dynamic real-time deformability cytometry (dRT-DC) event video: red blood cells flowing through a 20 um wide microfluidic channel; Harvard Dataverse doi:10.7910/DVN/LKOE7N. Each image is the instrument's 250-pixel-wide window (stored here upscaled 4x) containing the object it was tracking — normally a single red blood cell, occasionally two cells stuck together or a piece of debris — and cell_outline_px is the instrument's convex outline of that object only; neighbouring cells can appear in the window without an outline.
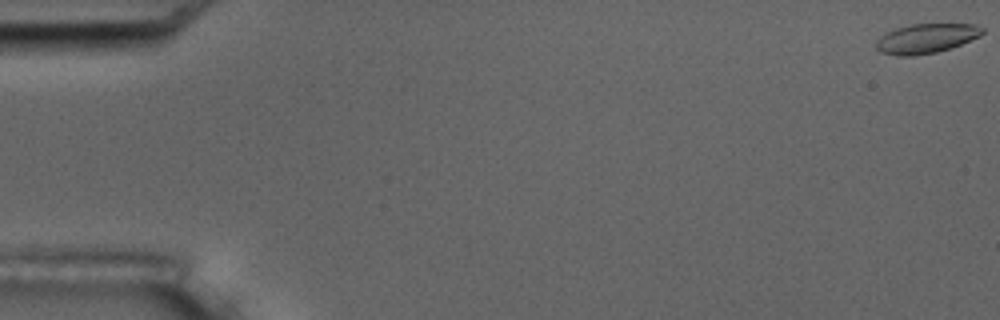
{"species": "common noctule bat (a hibernating species)", "species_latin": "Nyctalus noctula", "temperature_condition": "room temperature", "stored_images_in_passage": 5, "camera_frame_rate_fps": 3000, "um_per_image_px": 0.085, "animal": {"sex": "male", "body_mass_g": 17.5, "forearm_length_mm": 52.3}, "frame": {"image": 1, "passage_image": 1, "time_ms": 0.0, "image_size_px": [1000, 320], "cell_outline_px": [[984, 32], [980, 36], [960, 44], [936, 52], [912, 56], [896, 56], [880, 52], [876, 48], [876, 40], [888, 32], [896, 28], [912, 24], [976, 24], [984, 28]], "centroid_in_image_um": [78.72, 3.27], "position_along_channel_um": 6.3, "area_um2": 18.15}}
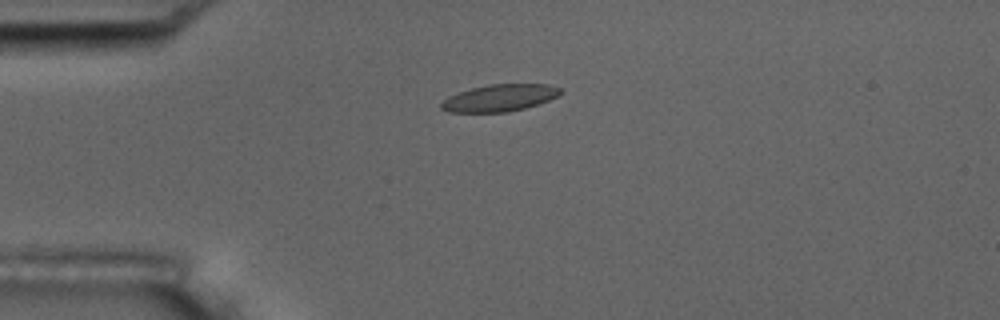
{"frame": {"image": 2, "passage_image": 4, "time_ms": 4.667, "image_size_px": [1000, 320], "cell_outline_px": [[564, 92], [560, 96], [540, 104], [508, 112], [448, 112], [440, 108], [440, 104], [448, 96], [472, 88], [488, 84], [548, 84], [560, 88]], "centroid_in_image_um": [42.52, 8.32], "position_along_channel_um": 42.5, "area_um2": 18.9}}